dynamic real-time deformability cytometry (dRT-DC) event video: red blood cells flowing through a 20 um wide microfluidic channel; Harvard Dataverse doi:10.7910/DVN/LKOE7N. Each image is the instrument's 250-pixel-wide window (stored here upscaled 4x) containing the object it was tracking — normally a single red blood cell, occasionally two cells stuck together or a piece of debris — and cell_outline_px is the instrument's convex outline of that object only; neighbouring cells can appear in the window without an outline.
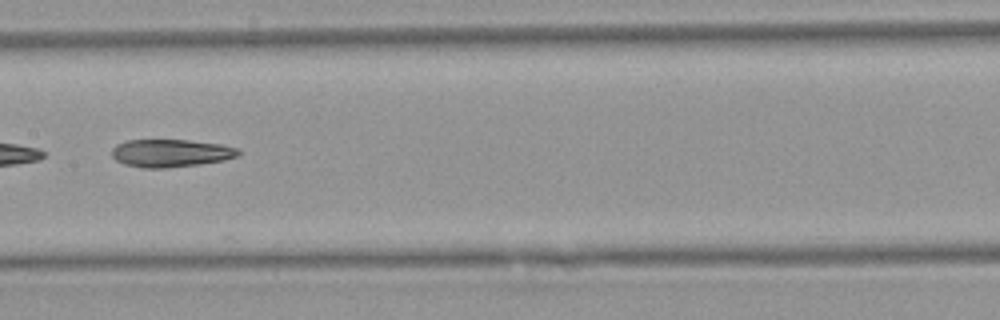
{"species": "Egyptian fruit bat (a non-hibernating species)", "species_latin": "Rousettus aegyptiacus", "temperature_condition": "warm", "stored_images_in_passage": 49, "camera_frame_rate_fps": 3000, "um_per_image_px": 0.085, "animal": {"sex": "female"}, "frame": {"image": 1, "passage_image": 25, "time_ms": 8.0, "image_size_px": [1000, 320], "cell_outline_px": [[240, 156], [224, 160], [200, 164], [164, 168], [144, 168], [124, 164], [116, 160], [112, 156], [112, 148], [116, 144], [128, 140], [188, 140], [220, 144], [236, 148], [240, 152]], "centroid_in_image_um": [14.51, 13.01], "position_along_channel_um": 192.9, "area_um2": 20.46}}
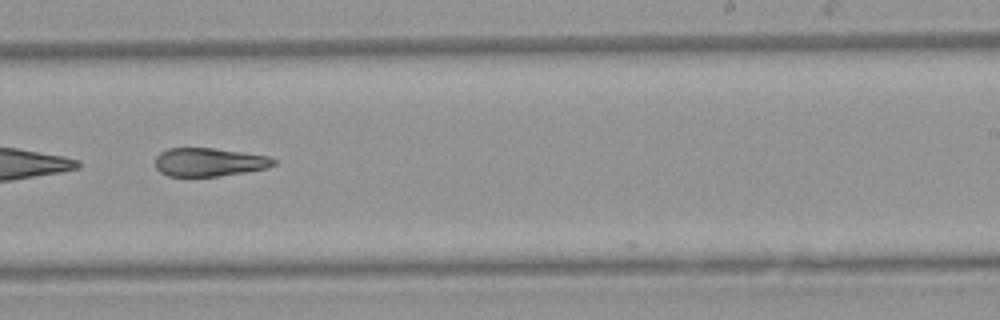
{"frame": {"image": 2, "passage_image": 31, "time_ms": 10.0, "image_size_px": [1000, 320], "cell_outline_px": [[276, 164], [268, 168], [244, 172], [216, 176], [168, 176], [160, 172], [156, 168], [156, 156], [160, 152], [168, 148], [212, 148], [268, 156], [276, 160]], "centroid_in_image_um": [17.76, 13.78], "position_along_channel_um": 271.2, "area_um2": 19.48}}
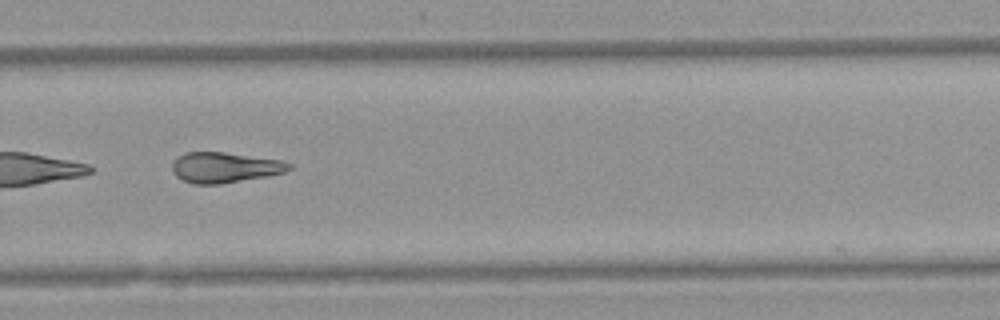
{"frame": {"image": 3, "passage_image": 34, "time_ms": 11.0, "image_size_px": [1000, 320], "cell_outline_px": [[292, 168], [284, 172], [268, 176], [220, 184], [192, 184], [176, 176], [172, 172], [172, 164], [176, 156], [184, 152], [224, 152], [284, 160], [292, 164]], "centroid_in_image_um": [19.1, 14.22], "position_along_channel_um": 310.7, "area_um2": 20.98}, "authors_computed_cell_mechanics": {"area_um2": 21.8484, "velocity_mm_per_s": 3.9427, "shape_relaxation_time_tau1_ms": 6.6067, "shape_relaxation_time_tau2_ms": null, "deformation_change_tau1": 0.1915, "deformation_change_tau2": null}}